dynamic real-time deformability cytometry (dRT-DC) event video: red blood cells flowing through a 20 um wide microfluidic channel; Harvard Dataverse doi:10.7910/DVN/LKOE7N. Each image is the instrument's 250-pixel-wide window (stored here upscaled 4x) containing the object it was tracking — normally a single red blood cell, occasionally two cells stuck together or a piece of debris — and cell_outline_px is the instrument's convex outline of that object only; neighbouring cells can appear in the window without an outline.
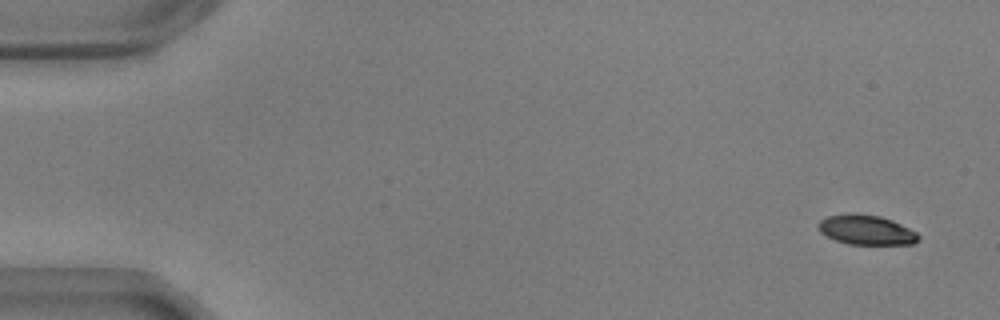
{"species": "common noctule bat (a hibernating species)", "species_latin": "Nyctalus noctula", "temperature_condition": "warm", "stored_images_in_passage": 55, "camera_frame_rate_fps": 3000, "um_per_image_px": 0.085, "animal": {"sex": "male", "body_mass_g": 17.9, "forearm_length_mm": 54.2}, "frame": {"image": 1, "passage_image": 1, "time_ms": 0.0, "image_size_px": [1000, 320], "cell_outline_px": [[920, 240], [912, 244], [848, 244], [836, 240], [820, 232], [816, 224], [820, 220], [828, 216], [880, 216], [892, 220], [916, 232], [920, 236]], "centroid_in_image_um": [73.67, 19.59], "position_along_channel_um": 11.3, "area_um2": 16.65}}
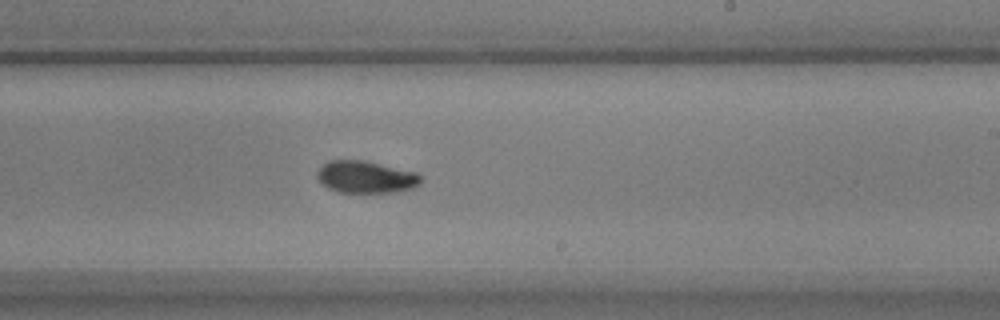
{"frame": {"image": 2, "passage_image": 32, "time_ms": 10.333, "image_size_px": [1000, 320], "cell_outline_px": [[420, 184], [412, 188], [396, 192], [336, 192], [328, 188], [316, 176], [316, 172], [328, 160], [360, 160], [416, 172], [420, 176]], "centroid_in_image_um": [31.07, 15.05], "position_along_channel_um": 257.9, "area_um2": 19.13}}
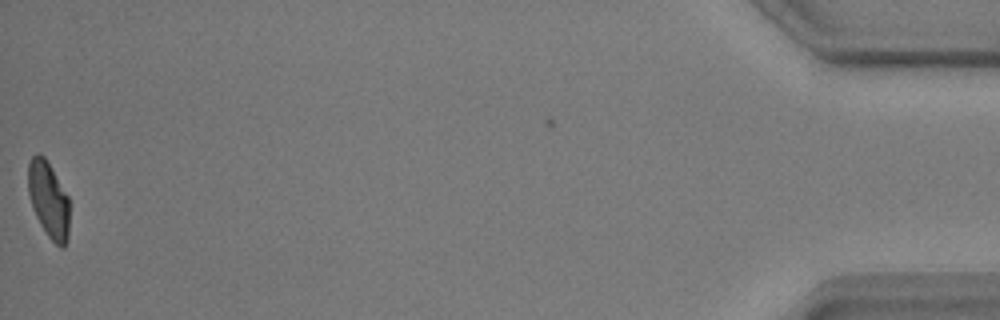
{"frame": {"image": 3, "passage_image": 54, "time_ms": 17.667, "image_size_px": [1000, 320], "cell_outline_px": [[68, 236], [64, 248], [60, 248], [48, 236], [40, 224], [32, 208], [28, 192], [28, 164], [32, 156], [36, 152], [44, 156], [68, 196]], "centroid_in_image_um": [4.11, 16.97], "position_along_channel_um": 431.1, "area_um2": 18.21}, "authors_computed_cell_mechanics": {"area_um2": 19.363, "velocity_mm_per_s": 3.6337, "shape_relaxation_time_tau1_ms": 5.2726, "shape_relaxation_time_tau2_ms": 2.2915, "deformation_change_tau1": 0.1761, "deformation_change_tau2": 0.0638}}